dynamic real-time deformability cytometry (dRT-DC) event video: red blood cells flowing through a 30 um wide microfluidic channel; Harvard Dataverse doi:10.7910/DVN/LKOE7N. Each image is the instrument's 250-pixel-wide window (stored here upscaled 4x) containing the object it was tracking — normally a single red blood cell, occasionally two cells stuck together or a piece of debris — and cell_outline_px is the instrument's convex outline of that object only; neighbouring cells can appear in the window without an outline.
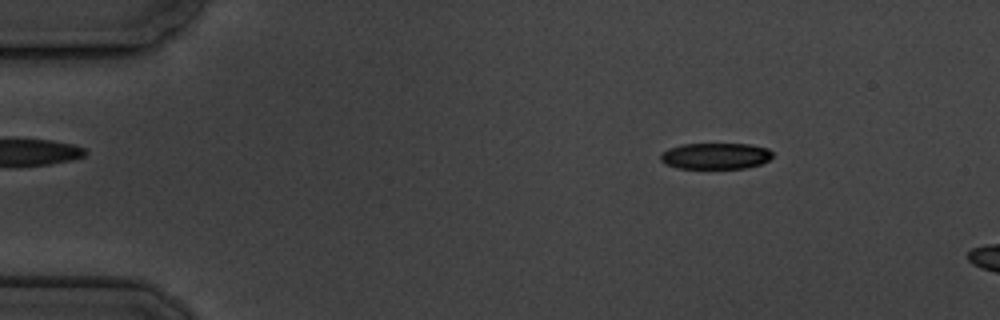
{"species": "common noctule bat (a hibernating species)", "species_latin": "Nyctalus noctula", "temperature_condition": "cold", "stored_images_in_passage": 4, "camera_frame_rate_fps": 3000, "um_per_image_px": 0.085, "animal": {"sex": "male", "body_mass_g": 19.5, "forearm_length_mm": 54.6}, "frame": {"image": 1, "passage_image": 2, "time_ms": 1.0, "image_size_px": [1000, 320], "cell_outline_px": [[772, 156], [768, 160], [760, 164], [748, 168], [676, 168], [664, 164], [660, 160], [660, 156], [668, 148], [680, 144], [748, 144], [768, 148], [772, 152]], "centroid_in_image_um": [60.8, 13.26], "position_along_channel_um": 24.2, "area_um2": 17.17}}